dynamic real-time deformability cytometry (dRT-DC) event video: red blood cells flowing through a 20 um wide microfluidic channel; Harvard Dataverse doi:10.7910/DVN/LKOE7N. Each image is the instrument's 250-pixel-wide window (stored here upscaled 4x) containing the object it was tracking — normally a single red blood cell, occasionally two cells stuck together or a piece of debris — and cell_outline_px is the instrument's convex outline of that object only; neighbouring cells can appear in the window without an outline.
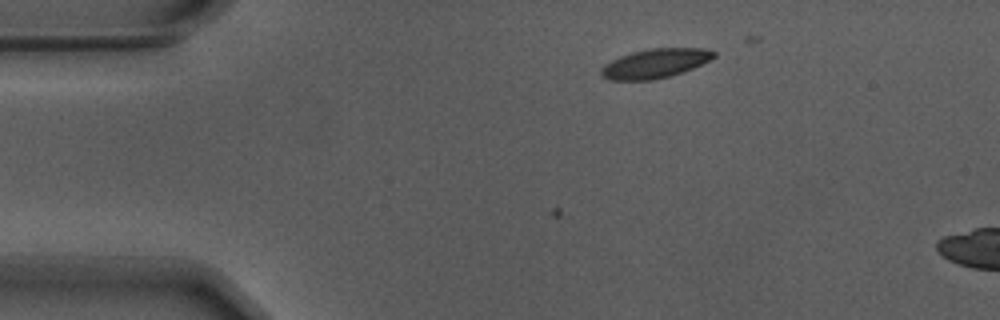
{"species": "Egyptian fruit bat (a non-hibernating species)", "species_latin": "Rousettus aegyptiacus", "temperature_condition": "warm", "stored_images_in_passage": 3, "camera_frame_rate_fps": 3000, "um_per_image_px": 0.085, "animal": {"sex": "male"}, "frame": {"image": 1, "passage_image": 3, "time_ms": 0.667, "image_size_px": [1000, 320], "cell_outline_px": [[716, 56], [692, 68], [668, 76], [652, 80], [608, 80], [600, 76], [600, 68], [604, 64], [620, 56], [632, 52], [648, 48], [704, 48], [716, 52]], "centroid_in_image_um": [55.62, 5.39], "position_along_channel_um": 29.4, "area_um2": 19.13}}